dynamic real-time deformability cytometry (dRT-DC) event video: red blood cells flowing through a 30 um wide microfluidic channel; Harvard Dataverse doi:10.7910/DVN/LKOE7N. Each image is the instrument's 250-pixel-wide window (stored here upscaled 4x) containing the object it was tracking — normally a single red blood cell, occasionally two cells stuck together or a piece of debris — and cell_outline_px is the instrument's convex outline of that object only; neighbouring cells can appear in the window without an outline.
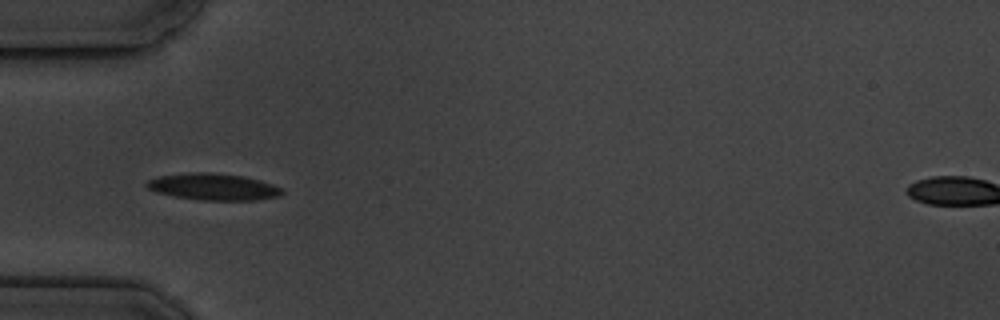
{"species": "common noctule bat (a hibernating species)", "species_latin": "Nyctalus noctula", "temperature_condition": "cold", "stored_images_in_passage": 13, "camera_frame_rate_fps": 3000, "um_per_image_px": 0.085, "animal": {"sex": "male", "body_mass_g": 19.5, "forearm_length_mm": 54.6}, "frame": {"image": 1, "passage_image": 3, "time_ms": 3.333, "image_size_px": [1000, 320], "cell_outline_px": [[284, 192], [280, 196], [256, 200], [200, 200], [172, 196], [156, 192], [148, 188], [144, 184], [148, 180], [160, 176], [188, 172], [208, 172], [244, 176], [260, 180], [284, 188]], "centroid_in_image_um": [18.15, 15.88], "position_along_channel_um": 66.9, "area_um2": 21.21}}
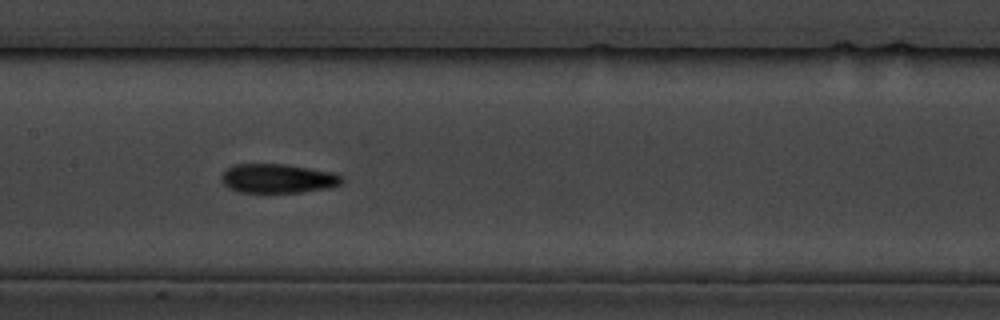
{"frame": {"image": 2, "passage_image": 6, "time_ms": 6.667, "image_size_px": [1000, 320], "cell_outline_px": [[344, 184], [328, 188], [300, 192], [236, 192], [228, 188], [220, 180], [220, 176], [228, 168], [236, 164], [284, 164], [332, 172], [344, 176]], "centroid_in_image_um": [23.63, 15.17], "position_along_channel_um": 183.8, "area_um2": 20.58}}
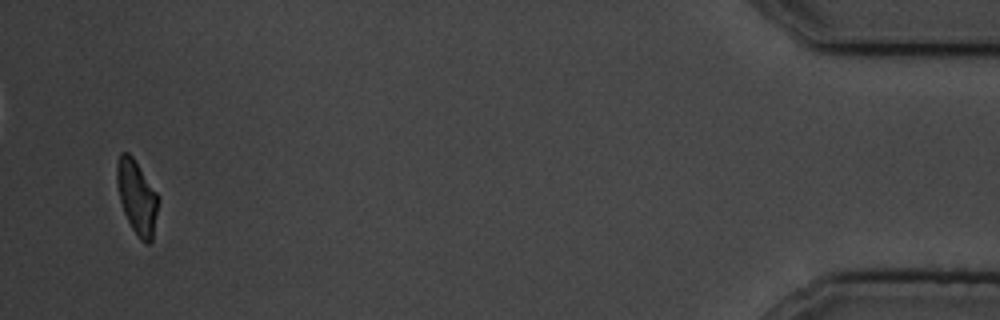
{"frame": {"image": 3, "passage_image": 13, "time_ms": 15.667, "image_size_px": [1000, 320], "cell_outline_px": [[160, 200], [152, 240], [148, 244], [144, 244], [140, 240], [132, 228], [124, 212], [120, 200], [116, 184], [116, 164], [120, 152], [128, 152], [132, 156], [156, 192]], "centroid_in_image_um": [11.63, 16.77], "position_along_channel_um": 423.6, "area_um2": 17.86}, "authors_computed_cell_mechanics": {"area_um2": 19.7098, "velocity_mm_per_s": 3.5407, "shape_relaxation_time_tau1_ms": 2.8219, "shape_relaxation_time_tau2_ms": 4.7895, "deformation_change_tau1": 0.1261, "deformation_change_tau2": 0.0842}}